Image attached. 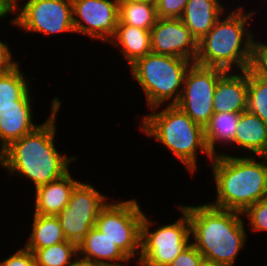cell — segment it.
Here are the masks:
<instances>
[{
  "label": "cell",
  "instance_id": "6da1fadb",
  "mask_svg": "<svg viewBox=\"0 0 267 266\" xmlns=\"http://www.w3.org/2000/svg\"><path fill=\"white\" fill-rule=\"evenodd\" d=\"M62 101L54 96L46 120L35 130L12 142L0 153V168L10 177L31 182L33 190L67 174L78 156H67L59 151L55 139L59 125L57 119ZM56 137V138H55Z\"/></svg>",
  "mask_w": 267,
  "mask_h": 266
},
{
  "label": "cell",
  "instance_id": "7a4b0ae2",
  "mask_svg": "<svg viewBox=\"0 0 267 266\" xmlns=\"http://www.w3.org/2000/svg\"><path fill=\"white\" fill-rule=\"evenodd\" d=\"M180 205L189 216L191 243L204 261L236 266L240 253L247 249L249 238L243 214L214 207L207 201L193 205L180 202Z\"/></svg>",
  "mask_w": 267,
  "mask_h": 266
},
{
  "label": "cell",
  "instance_id": "3957f363",
  "mask_svg": "<svg viewBox=\"0 0 267 266\" xmlns=\"http://www.w3.org/2000/svg\"><path fill=\"white\" fill-rule=\"evenodd\" d=\"M237 5L227 10L198 41L195 64L224 71H244L251 67L255 37L258 36L254 30L255 23H252L261 13L256 8L245 9V4Z\"/></svg>",
  "mask_w": 267,
  "mask_h": 266
},
{
  "label": "cell",
  "instance_id": "277c9868",
  "mask_svg": "<svg viewBox=\"0 0 267 266\" xmlns=\"http://www.w3.org/2000/svg\"><path fill=\"white\" fill-rule=\"evenodd\" d=\"M208 166L216 189L214 201H208L210 205L243 213L267 198L265 156L217 155Z\"/></svg>",
  "mask_w": 267,
  "mask_h": 266
},
{
  "label": "cell",
  "instance_id": "5b68a950",
  "mask_svg": "<svg viewBox=\"0 0 267 266\" xmlns=\"http://www.w3.org/2000/svg\"><path fill=\"white\" fill-rule=\"evenodd\" d=\"M149 111L139 117L136 128L141 134L161 143L191 177L200 170L199 153L206 156L209 165L213 156L207 149L202 125L194 122L176 105H162Z\"/></svg>",
  "mask_w": 267,
  "mask_h": 266
},
{
  "label": "cell",
  "instance_id": "8992f818",
  "mask_svg": "<svg viewBox=\"0 0 267 266\" xmlns=\"http://www.w3.org/2000/svg\"><path fill=\"white\" fill-rule=\"evenodd\" d=\"M192 63L188 59L150 52L128 67L134 84L140 86L145 96L147 110L176 105L184 76Z\"/></svg>",
  "mask_w": 267,
  "mask_h": 266
},
{
  "label": "cell",
  "instance_id": "52a82bcc",
  "mask_svg": "<svg viewBox=\"0 0 267 266\" xmlns=\"http://www.w3.org/2000/svg\"><path fill=\"white\" fill-rule=\"evenodd\" d=\"M176 208L180 216L174 222L170 220L164 224L145 211L141 226V249L136 266H168L191 244L188 213L179 203Z\"/></svg>",
  "mask_w": 267,
  "mask_h": 266
},
{
  "label": "cell",
  "instance_id": "ba28073f",
  "mask_svg": "<svg viewBox=\"0 0 267 266\" xmlns=\"http://www.w3.org/2000/svg\"><path fill=\"white\" fill-rule=\"evenodd\" d=\"M130 199L109 200L100 211L95 227L136 265L141 249V226L145 209L134 196ZM117 200V201H116ZM142 206V207H141ZM135 259V260H134Z\"/></svg>",
  "mask_w": 267,
  "mask_h": 266
},
{
  "label": "cell",
  "instance_id": "9c48e42d",
  "mask_svg": "<svg viewBox=\"0 0 267 266\" xmlns=\"http://www.w3.org/2000/svg\"><path fill=\"white\" fill-rule=\"evenodd\" d=\"M14 16V28L25 34H42L47 39L50 35H75L71 0H15Z\"/></svg>",
  "mask_w": 267,
  "mask_h": 266
},
{
  "label": "cell",
  "instance_id": "30bf717a",
  "mask_svg": "<svg viewBox=\"0 0 267 266\" xmlns=\"http://www.w3.org/2000/svg\"><path fill=\"white\" fill-rule=\"evenodd\" d=\"M112 200L96 189V185L79 182L72 191L68 204L57 215L67 241L78 245L95 227L100 211Z\"/></svg>",
  "mask_w": 267,
  "mask_h": 266
},
{
  "label": "cell",
  "instance_id": "8fae6325",
  "mask_svg": "<svg viewBox=\"0 0 267 266\" xmlns=\"http://www.w3.org/2000/svg\"><path fill=\"white\" fill-rule=\"evenodd\" d=\"M226 71L192 63L186 71L176 106L203 127L214 113L213 96L218 79Z\"/></svg>",
  "mask_w": 267,
  "mask_h": 266
},
{
  "label": "cell",
  "instance_id": "7c38bea8",
  "mask_svg": "<svg viewBox=\"0 0 267 266\" xmlns=\"http://www.w3.org/2000/svg\"><path fill=\"white\" fill-rule=\"evenodd\" d=\"M71 1L75 34L102 42L107 47L119 22V0Z\"/></svg>",
  "mask_w": 267,
  "mask_h": 266
},
{
  "label": "cell",
  "instance_id": "4fadbf2b",
  "mask_svg": "<svg viewBox=\"0 0 267 266\" xmlns=\"http://www.w3.org/2000/svg\"><path fill=\"white\" fill-rule=\"evenodd\" d=\"M151 52L188 59L193 63L198 42L180 18H158L150 30Z\"/></svg>",
  "mask_w": 267,
  "mask_h": 266
},
{
  "label": "cell",
  "instance_id": "5bb4252c",
  "mask_svg": "<svg viewBox=\"0 0 267 266\" xmlns=\"http://www.w3.org/2000/svg\"><path fill=\"white\" fill-rule=\"evenodd\" d=\"M30 88L18 101L17 106L0 109V153L12 142L35 130L41 123L33 120L35 116V94ZM34 95V97H33ZM36 122V123H35Z\"/></svg>",
  "mask_w": 267,
  "mask_h": 266
},
{
  "label": "cell",
  "instance_id": "9a60e30c",
  "mask_svg": "<svg viewBox=\"0 0 267 266\" xmlns=\"http://www.w3.org/2000/svg\"><path fill=\"white\" fill-rule=\"evenodd\" d=\"M232 149H236L238 152H233ZM225 151L222 155L239 156L243 151L241 156H265L267 153V123L248 110L241 112L233 144Z\"/></svg>",
  "mask_w": 267,
  "mask_h": 266
},
{
  "label": "cell",
  "instance_id": "2e32d148",
  "mask_svg": "<svg viewBox=\"0 0 267 266\" xmlns=\"http://www.w3.org/2000/svg\"><path fill=\"white\" fill-rule=\"evenodd\" d=\"M248 108V69L226 71L216 84L214 112H244Z\"/></svg>",
  "mask_w": 267,
  "mask_h": 266
},
{
  "label": "cell",
  "instance_id": "e0dca14e",
  "mask_svg": "<svg viewBox=\"0 0 267 266\" xmlns=\"http://www.w3.org/2000/svg\"><path fill=\"white\" fill-rule=\"evenodd\" d=\"M222 1L223 0H189L186 3L180 19L190 30L191 35L197 42L202 39L214 27L220 17L232 7L229 3L227 4L226 0Z\"/></svg>",
  "mask_w": 267,
  "mask_h": 266
},
{
  "label": "cell",
  "instance_id": "ac0fdd59",
  "mask_svg": "<svg viewBox=\"0 0 267 266\" xmlns=\"http://www.w3.org/2000/svg\"><path fill=\"white\" fill-rule=\"evenodd\" d=\"M80 180L74 179L71 170L63 177L37 187L33 194V213L57 216L68 204L75 186Z\"/></svg>",
  "mask_w": 267,
  "mask_h": 266
},
{
  "label": "cell",
  "instance_id": "d6986e66",
  "mask_svg": "<svg viewBox=\"0 0 267 266\" xmlns=\"http://www.w3.org/2000/svg\"><path fill=\"white\" fill-rule=\"evenodd\" d=\"M78 256L104 266H131L133 263L105 233L93 227L77 245Z\"/></svg>",
  "mask_w": 267,
  "mask_h": 266
},
{
  "label": "cell",
  "instance_id": "ffe728a7",
  "mask_svg": "<svg viewBox=\"0 0 267 266\" xmlns=\"http://www.w3.org/2000/svg\"><path fill=\"white\" fill-rule=\"evenodd\" d=\"M107 44L117 49L129 67L151 52L150 30L118 23L115 35Z\"/></svg>",
  "mask_w": 267,
  "mask_h": 266
},
{
  "label": "cell",
  "instance_id": "44dd1931",
  "mask_svg": "<svg viewBox=\"0 0 267 266\" xmlns=\"http://www.w3.org/2000/svg\"><path fill=\"white\" fill-rule=\"evenodd\" d=\"M240 115L241 112L212 114L209 122L204 126L206 146L212 156L222 155L224 150L233 144Z\"/></svg>",
  "mask_w": 267,
  "mask_h": 266
},
{
  "label": "cell",
  "instance_id": "7402d4cb",
  "mask_svg": "<svg viewBox=\"0 0 267 266\" xmlns=\"http://www.w3.org/2000/svg\"><path fill=\"white\" fill-rule=\"evenodd\" d=\"M31 229L30 233L25 239V245L27 249H40L46 248L63 241L66 238L63 234L60 221L57 216L41 215L32 213L31 217Z\"/></svg>",
  "mask_w": 267,
  "mask_h": 266
},
{
  "label": "cell",
  "instance_id": "603a6c76",
  "mask_svg": "<svg viewBox=\"0 0 267 266\" xmlns=\"http://www.w3.org/2000/svg\"><path fill=\"white\" fill-rule=\"evenodd\" d=\"M21 66L20 63L9 73L0 75V109L17 106V101L32 87L30 82L38 79L26 75V70L24 74Z\"/></svg>",
  "mask_w": 267,
  "mask_h": 266
},
{
  "label": "cell",
  "instance_id": "cb8c5ba5",
  "mask_svg": "<svg viewBox=\"0 0 267 266\" xmlns=\"http://www.w3.org/2000/svg\"><path fill=\"white\" fill-rule=\"evenodd\" d=\"M158 19L154 3L119 0V22L151 30Z\"/></svg>",
  "mask_w": 267,
  "mask_h": 266
},
{
  "label": "cell",
  "instance_id": "d4e9b609",
  "mask_svg": "<svg viewBox=\"0 0 267 266\" xmlns=\"http://www.w3.org/2000/svg\"><path fill=\"white\" fill-rule=\"evenodd\" d=\"M34 253L37 266H72L78 256L77 245L71 241L40 249H28Z\"/></svg>",
  "mask_w": 267,
  "mask_h": 266
},
{
  "label": "cell",
  "instance_id": "484cf974",
  "mask_svg": "<svg viewBox=\"0 0 267 266\" xmlns=\"http://www.w3.org/2000/svg\"><path fill=\"white\" fill-rule=\"evenodd\" d=\"M247 110L267 123V80L248 69V108Z\"/></svg>",
  "mask_w": 267,
  "mask_h": 266
},
{
  "label": "cell",
  "instance_id": "4316f807",
  "mask_svg": "<svg viewBox=\"0 0 267 266\" xmlns=\"http://www.w3.org/2000/svg\"><path fill=\"white\" fill-rule=\"evenodd\" d=\"M247 229L253 233L267 231V198L261 199L255 204L249 206L243 213ZM248 221V222H247Z\"/></svg>",
  "mask_w": 267,
  "mask_h": 266
},
{
  "label": "cell",
  "instance_id": "83f0119b",
  "mask_svg": "<svg viewBox=\"0 0 267 266\" xmlns=\"http://www.w3.org/2000/svg\"><path fill=\"white\" fill-rule=\"evenodd\" d=\"M261 36H257L254 47H253V55H252V63L250 69L259 77L267 80V40L263 42L265 39ZM260 39V40H259Z\"/></svg>",
  "mask_w": 267,
  "mask_h": 266
},
{
  "label": "cell",
  "instance_id": "f1b7e54d",
  "mask_svg": "<svg viewBox=\"0 0 267 266\" xmlns=\"http://www.w3.org/2000/svg\"><path fill=\"white\" fill-rule=\"evenodd\" d=\"M189 0H157L156 13L158 18H181Z\"/></svg>",
  "mask_w": 267,
  "mask_h": 266
},
{
  "label": "cell",
  "instance_id": "f546056e",
  "mask_svg": "<svg viewBox=\"0 0 267 266\" xmlns=\"http://www.w3.org/2000/svg\"><path fill=\"white\" fill-rule=\"evenodd\" d=\"M0 266H37L34 253L27 248L19 247L12 254L0 260Z\"/></svg>",
  "mask_w": 267,
  "mask_h": 266
},
{
  "label": "cell",
  "instance_id": "4dcf8cb0",
  "mask_svg": "<svg viewBox=\"0 0 267 266\" xmlns=\"http://www.w3.org/2000/svg\"><path fill=\"white\" fill-rule=\"evenodd\" d=\"M203 255L191 243L168 266H201Z\"/></svg>",
  "mask_w": 267,
  "mask_h": 266
},
{
  "label": "cell",
  "instance_id": "1f68e13d",
  "mask_svg": "<svg viewBox=\"0 0 267 266\" xmlns=\"http://www.w3.org/2000/svg\"><path fill=\"white\" fill-rule=\"evenodd\" d=\"M13 54L11 45L0 37V75L9 73L20 64L19 59L15 58L17 56Z\"/></svg>",
  "mask_w": 267,
  "mask_h": 266
},
{
  "label": "cell",
  "instance_id": "d6a6232c",
  "mask_svg": "<svg viewBox=\"0 0 267 266\" xmlns=\"http://www.w3.org/2000/svg\"><path fill=\"white\" fill-rule=\"evenodd\" d=\"M13 15H15V0H0V21H5L3 19L10 17L7 23H9V27L10 25L14 27L15 16Z\"/></svg>",
  "mask_w": 267,
  "mask_h": 266
},
{
  "label": "cell",
  "instance_id": "836d02e7",
  "mask_svg": "<svg viewBox=\"0 0 267 266\" xmlns=\"http://www.w3.org/2000/svg\"><path fill=\"white\" fill-rule=\"evenodd\" d=\"M72 266H104V265H101V264H98L96 262L89 261V260H86V259H83V258L77 256L75 258Z\"/></svg>",
  "mask_w": 267,
  "mask_h": 266
},
{
  "label": "cell",
  "instance_id": "e575fe53",
  "mask_svg": "<svg viewBox=\"0 0 267 266\" xmlns=\"http://www.w3.org/2000/svg\"><path fill=\"white\" fill-rule=\"evenodd\" d=\"M125 1H134V2H146L156 4L157 0H125Z\"/></svg>",
  "mask_w": 267,
  "mask_h": 266
},
{
  "label": "cell",
  "instance_id": "d590c367",
  "mask_svg": "<svg viewBox=\"0 0 267 266\" xmlns=\"http://www.w3.org/2000/svg\"><path fill=\"white\" fill-rule=\"evenodd\" d=\"M201 266H224V265H219V264H215V263H210L207 261H204Z\"/></svg>",
  "mask_w": 267,
  "mask_h": 266
}]
</instances>
